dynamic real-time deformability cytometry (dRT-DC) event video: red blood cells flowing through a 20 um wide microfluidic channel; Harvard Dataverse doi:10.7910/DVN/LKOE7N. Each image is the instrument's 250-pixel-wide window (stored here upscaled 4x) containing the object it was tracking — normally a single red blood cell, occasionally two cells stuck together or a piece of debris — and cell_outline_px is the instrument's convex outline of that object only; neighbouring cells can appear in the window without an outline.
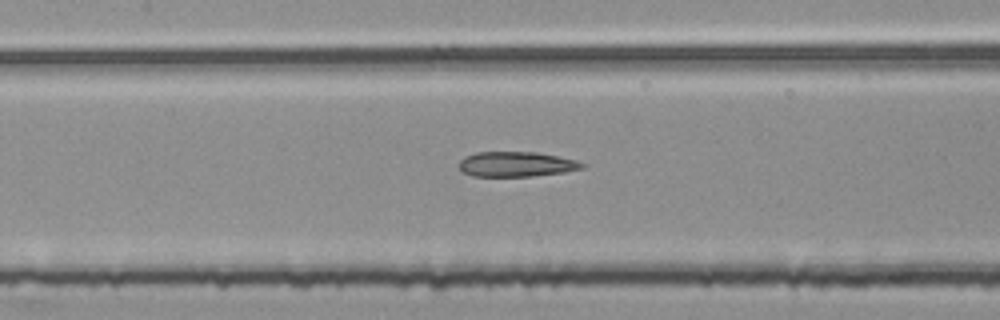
{"species": "common noctule bat (a hibernating species)", "species_latin": "Nyctalus noctula", "temperature_condition": "room temperature", "stored_images_in_passage": 55, "segment_of_instrument_passage": [2, 3], "camera_frame_rate_fps": 3000, "um_per_image_px": 0.085, "animal": {"sex": "female", "body_mass_g": 25.1}, "frame": {"image": 1, "passage_image": 25, "time_ms": 8.0, "image_size_px": [1000, 320], "cell_outline_px": [[588, 164], [584, 168], [564, 172], [532, 176], [472, 176], [464, 172], [460, 168], [460, 160], [464, 156], [476, 152], [536, 152], [576, 160]], "centroid_in_image_um": [43.91, 13.95], "position_along_channel_um": 163.5, "area_um2": 17.92}}
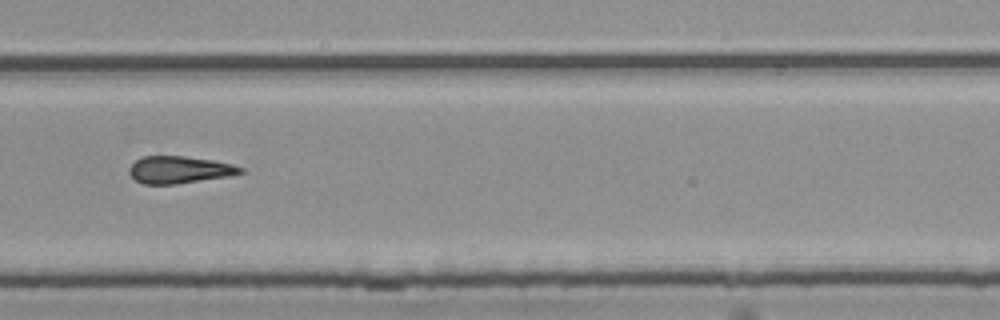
{"frame": {"image": 2, "passage_image": 37, "time_ms": 12.0, "image_size_px": [1000, 320], "cell_outline_px": [[248, 172], [228, 176], [176, 184], [144, 184], [136, 180], [128, 172], [128, 168], [136, 160], [144, 156], [184, 156], [212, 160], [232, 164], [244, 168]], "centroid_in_image_um": [15.27, 14.43], "position_along_channel_um": 314.5, "area_um2": 17.63}}
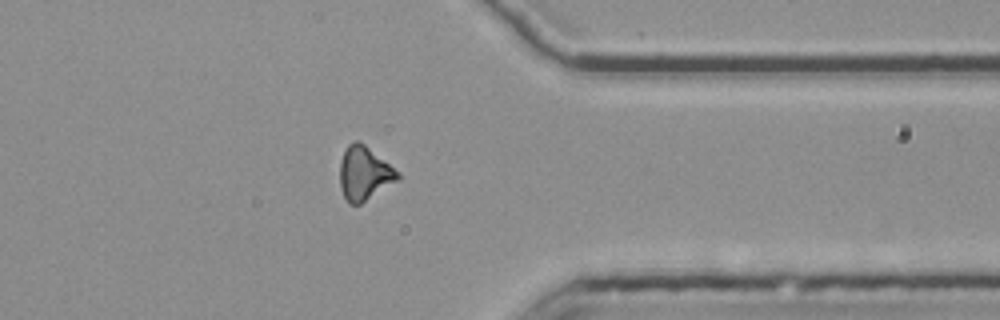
{"frame": {"image": 3, "passage_image": 43, "time_ms": 14.0, "image_size_px": [1000, 320], "cell_outline_px": [[400, 176], [396, 180], [360, 204], [348, 204], [340, 188], [340, 160], [348, 144], [356, 140], [360, 140], [400, 172]], "centroid_in_image_um": [30.94, 14.71], "position_along_channel_um": 380.5, "area_um2": 17.98}}